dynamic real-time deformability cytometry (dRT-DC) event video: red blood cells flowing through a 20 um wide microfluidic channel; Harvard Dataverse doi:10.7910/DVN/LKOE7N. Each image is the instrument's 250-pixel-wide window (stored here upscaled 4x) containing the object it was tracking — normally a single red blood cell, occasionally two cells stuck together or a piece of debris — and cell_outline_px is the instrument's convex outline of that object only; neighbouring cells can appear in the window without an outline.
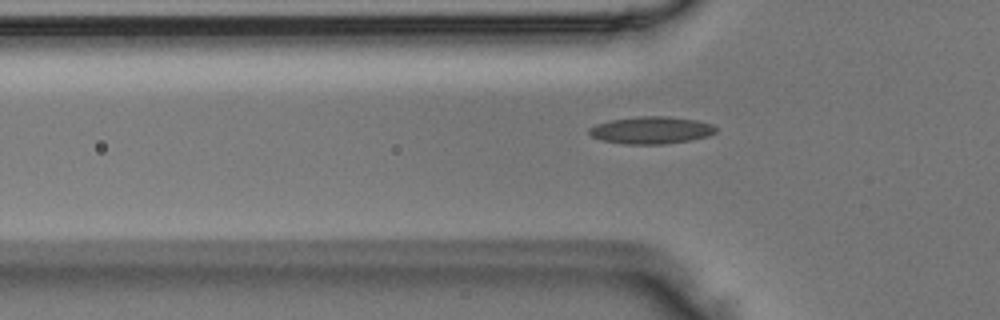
{"species": "Egyptian fruit bat (a non-hibernating species)", "species_latin": "Rousettus aegyptiacus", "temperature_condition": "room temperature", "stored_images_in_passage": 4, "camera_frame_rate_fps": 3000, "um_per_image_px": 0.085, "animal": {"sex": "male"}, "frame": {"image": 1, "passage_image": 3, "time_ms": 0.667, "image_size_px": [1000, 320], "cell_outline_px": [[716, 132], [708, 136], [692, 140], [664, 144], [624, 144], [600, 140], [592, 136], [588, 132], [588, 128], [596, 124], [608, 120], [640, 116], [668, 116], [696, 120], [712, 124], [716, 128]], "centroid_in_image_um": [55.33, 11.06], "position_along_channel_um": 70.5, "area_um2": 20.29}}
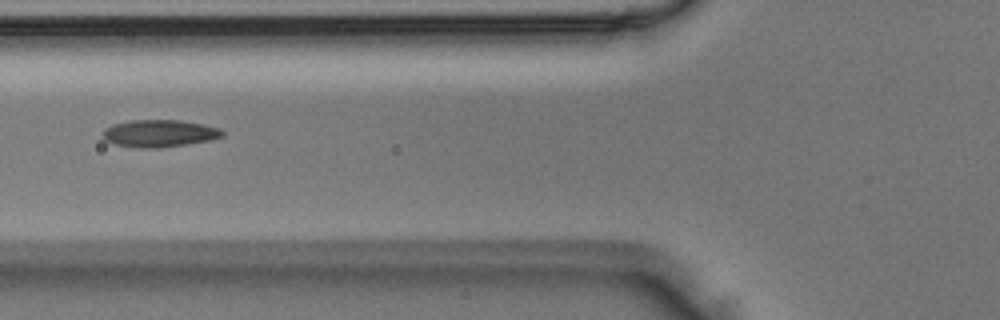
{"frame": {"image": 2, "passage_image": 4, "time_ms": 1.0, "image_size_px": [1000, 320], "cell_outline_px": [[224, 136], [208, 140], [188, 144], [160, 148], [140, 148], [112, 144], [104, 140], [104, 128], [112, 124], [128, 120], [180, 120], [204, 124], [220, 128], [224, 132]], "centroid_in_image_um": [13.53, 11.33], "position_along_channel_um": 112.3, "area_um2": 19.19}}